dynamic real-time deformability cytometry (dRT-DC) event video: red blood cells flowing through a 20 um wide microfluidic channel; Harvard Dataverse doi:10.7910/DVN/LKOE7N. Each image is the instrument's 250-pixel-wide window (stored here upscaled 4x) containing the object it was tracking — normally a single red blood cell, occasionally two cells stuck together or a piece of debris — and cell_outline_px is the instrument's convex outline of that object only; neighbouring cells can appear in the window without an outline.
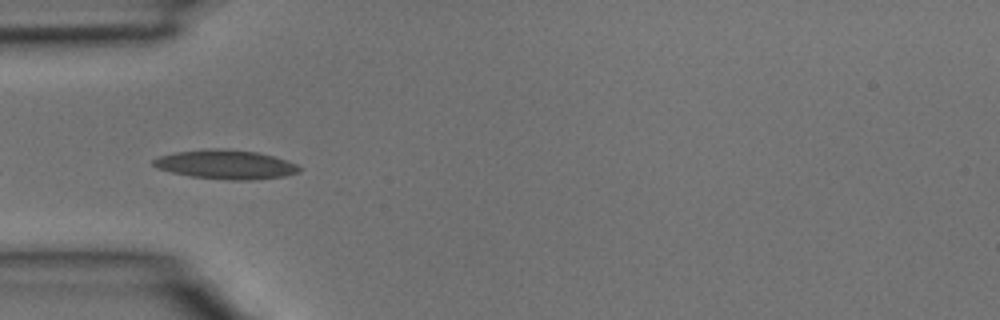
{"species": "common noctule bat (a hibernating species)", "species_latin": "Nyctalus noctula", "temperature_condition": "room temperature", "stored_images_in_passage": 5, "camera_frame_rate_fps": 3000, "um_per_image_px": 0.085, "animal": {"sex": "male", "body_mass_g": 15.6}, "frame": {"image": 1, "passage_image": 4, "time_ms": 1.0, "image_size_px": [1000, 320], "cell_outline_px": [[304, 168], [300, 172], [284, 176], [252, 180], [228, 180], [192, 176], [172, 172], [156, 168], [152, 164], [152, 160], [160, 156], [176, 152], [208, 148], [220, 148], [256, 152], [288, 160]], "centroid_in_image_um": [19.22, 13.98], "position_along_channel_um": 65.8, "area_um2": 24.8}}